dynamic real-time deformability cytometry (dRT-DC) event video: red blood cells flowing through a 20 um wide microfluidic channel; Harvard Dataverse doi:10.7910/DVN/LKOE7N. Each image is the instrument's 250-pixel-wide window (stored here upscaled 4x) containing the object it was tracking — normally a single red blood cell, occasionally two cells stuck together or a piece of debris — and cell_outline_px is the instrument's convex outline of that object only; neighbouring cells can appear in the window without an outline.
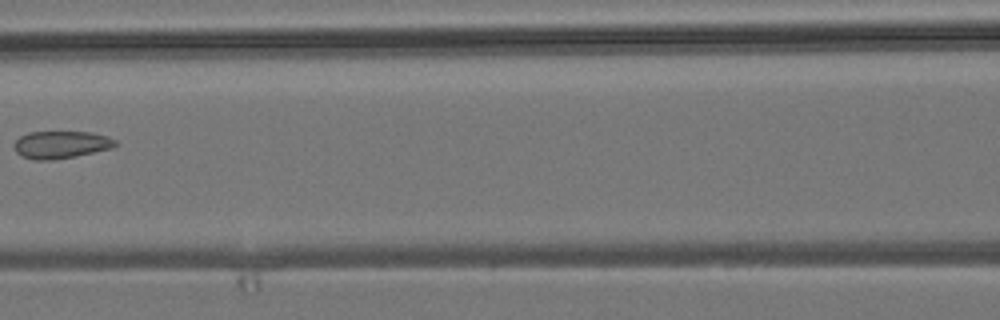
{"species": "common noctule bat (a hibernating species)", "species_latin": "Nyctalus noctula", "temperature_condition": "room temperature", "stored_images_in_passage": 6, "camera_frame_rate_fps": 3000, "um_per_image_px": 0.085, "animal": {"sex": "male", "body_mass_g": 19.2, "forearm_length_mm": 51.8}, "frame": {"image": 1, "passage_image": 5, "time_ms": 4.667, "image_size_px": [1000, 320], "cell_outline_px": [[116, 144], [112, 148], [76, 156], [52, 160], [32, 160], [20, 156], [16, 152], [16, 140], [20, 136], [28, 132], [92, 132], [108, 136], [116, 140]], "centroid_in_image_um": [5.19, 12.3], "position_along_channel_um": 161.4, "area_um2": 16.18}}
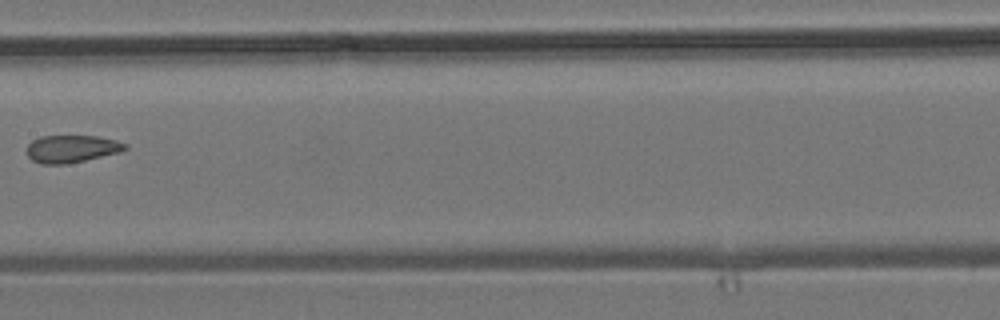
{"frame": {"image": 2, "passage_image": 6, "time_ms": 5.667, "image_size_px": [1000, 320], "cell_outline_px": [[128, 148], [124, 152], [68, 164], [40, 164], [32, 160], [28, 156], [28, 144], [32, 140], [40, 136], [96, 136], [116, 140], [128, 144]], "centroid_in_image_um": [6.14, 12.66], "position_along_channel_um": 201.3, "area_um2": 16.01}}